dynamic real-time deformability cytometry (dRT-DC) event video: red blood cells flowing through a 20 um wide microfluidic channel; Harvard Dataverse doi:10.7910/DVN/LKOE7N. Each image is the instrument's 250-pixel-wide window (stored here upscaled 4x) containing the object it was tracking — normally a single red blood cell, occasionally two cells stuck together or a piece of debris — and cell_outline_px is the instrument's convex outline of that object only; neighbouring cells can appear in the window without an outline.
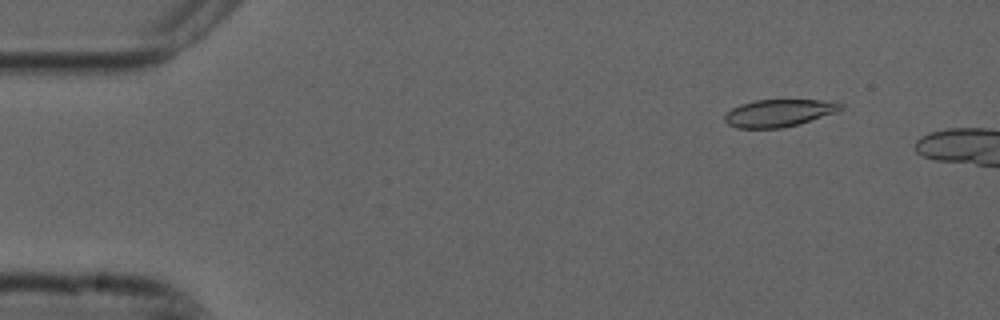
{"species": "common noctule bat (a hibernating species)", "species_latin": "Nyctalus noctula", "temperature_condition": "cold", "stored_images_in_passage": 4, "camera_frame_rate_fps": 3000, "um_per_image_px": 0.085, "animal": {"sex": "male", "forearm_length_mm": 52.5}, "frame": {"image": 1, "passage_image": 2, "time_ms": 0.333, "image_size_px": [1000, 320], "cell_outline_px": [[844, 108], [836, 112], [796, 124], [780, 128], [736, 128], [728, 124], [724, 120], [724, 116], [732, 108], [740, 104], [756, 100], [820, 100], [844, 104]], "centroid_in_image_um": [66.17, 9.6], "position_along_channel_um": 18.8, "area_um2": 18.21}}